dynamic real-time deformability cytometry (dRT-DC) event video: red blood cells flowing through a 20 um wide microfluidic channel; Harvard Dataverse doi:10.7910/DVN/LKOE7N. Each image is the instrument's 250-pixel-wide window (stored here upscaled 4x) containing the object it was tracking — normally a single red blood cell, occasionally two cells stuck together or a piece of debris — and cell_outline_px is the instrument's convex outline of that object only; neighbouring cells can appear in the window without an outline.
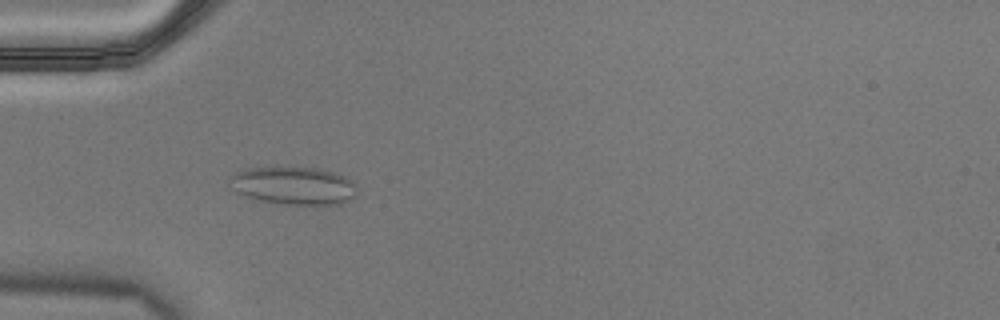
{"species": "Egyptian fruit bat (a non-hibernating species)", "species_latin": "Rousettus aegyptiacus", "temperature_condition": "cold", "stored_images_in_passage": 22, "camera_frame_rate_fps": 3000, "um_per_image_px": 0.085, "animal": {"sex": "male"}, "frame": {"image": 1, "passage_image": 18, "time_ms": 5.667, "image_size_px": [1000, 320], "cell_outline_px": [[356, 196], [340, 204], [284, 204], [260, 200], [248, 196], [232, 188], [232, 176], [236, 172], [244, 168], [264, 164], [272, 164], [316, 168], [332, 172], [344, 176], [352, 180], [356, 184]], "centroid_in_image_um": [24.96, 15.72], "position_along_channel_um": 60.0, "area_um2": 28.67}}